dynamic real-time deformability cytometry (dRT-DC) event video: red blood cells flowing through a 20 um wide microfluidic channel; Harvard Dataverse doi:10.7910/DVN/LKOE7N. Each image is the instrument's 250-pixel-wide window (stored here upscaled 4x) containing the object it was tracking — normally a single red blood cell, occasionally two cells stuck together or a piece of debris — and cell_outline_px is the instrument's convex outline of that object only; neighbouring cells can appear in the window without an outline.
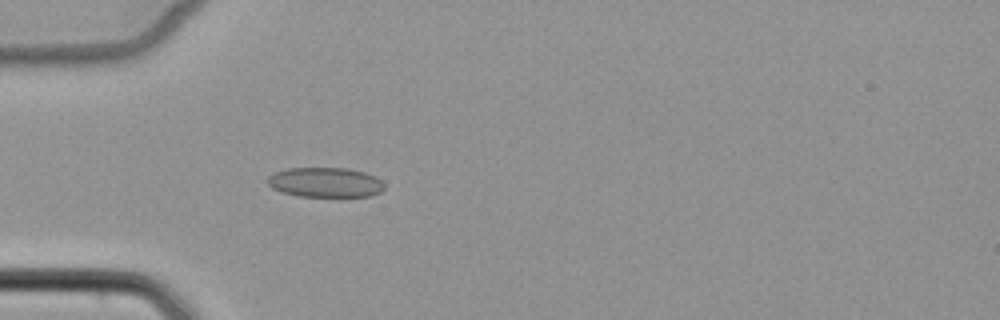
{"species": "common noctule bat (a hibernating species)", "species_latin": "Nyctalus noctula", "temperature_condition": "cold", "stored_images_in_passage": 3, "camera_frame_rate_fps": 3000, "um_per_image_px": 0.085, "animal": {"sex": "female", "body_mass_g": 22.7, "forearm_length_mm": 54.2}, "frame": {"image": 1, "passage_image": 3, "time_ms": 3.333, "image_size_px": [1000, 320], "cell_outline_px": [[384, 188], [380, 192], [372, 196], [300, 196], [284, 192], [272, 188], [268, 184], [268, 176], [276, 172], [288, 168], [348, 168], [364, 172], [376, 176], [384, 184]], "centroid_in_image_um": [27.68, 15.49], "position_along_channel_um": 57.3, "area_um2": 20.17}}